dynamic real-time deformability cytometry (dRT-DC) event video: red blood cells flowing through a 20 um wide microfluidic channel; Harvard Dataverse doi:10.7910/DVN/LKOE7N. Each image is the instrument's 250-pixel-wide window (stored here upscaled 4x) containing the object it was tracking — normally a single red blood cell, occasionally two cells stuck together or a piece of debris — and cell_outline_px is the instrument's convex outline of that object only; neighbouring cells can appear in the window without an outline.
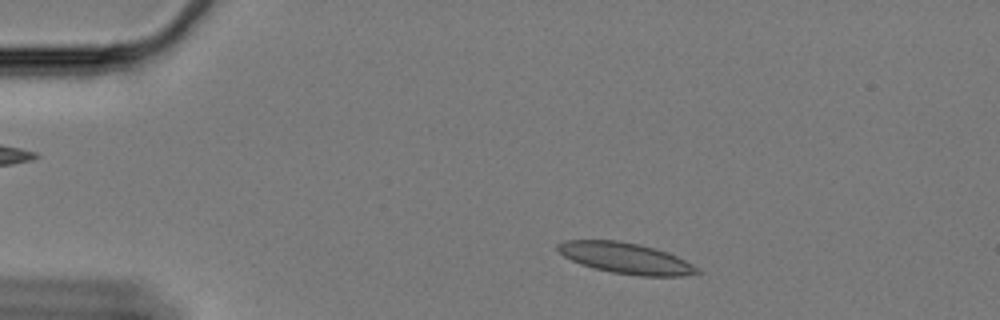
{"species": "Egyptian fruit bat (a non-hibernating species)", "species_latin": "Rousettus aegyptiacus", "temperature_condition": "cold", "stored_images_in_passage": 54, "camera_frame_rate_fps": 3000, "um_per_image_px": 0.085, "animal": {"sex": "female"}, "frame": {"image": 1, "passage_image": 5, "time_ms": 1.333, "image_size_px": [1000, 320], "cell_outline_px": [[704, 272], [680, 276], [640, 276], [612, 272], [580, 264], [564, 256], [556, 248], [556, 244], [564, 240], [616, 240], [640, 244], [668, 252], [692, 264]], "centroid_in_image_um": [53.19, 21.94], "position_along_channel_um": 31.8, "area_um2": 25.03}}
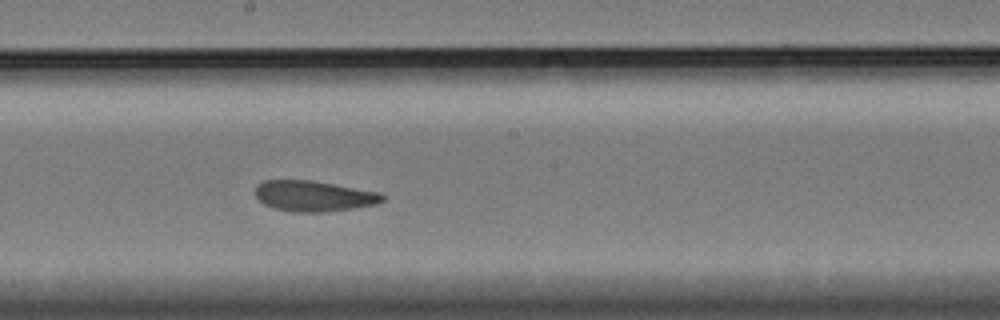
{"frame": {"image": 2, "passage_image": 27, "time_ms": 8.667, "image_size_px": [1000, 320], "cell_outline_px": [[384, 200], [376, 204], [356, 208], [324, 212], [292, 212], [276, 208], [264, 204], [256, 196], [256, 184], [264, 180], [312, 180], [380, 192], [384, 196]], "centroid_in_image_um": [26.68, 16.66], "position_along_channel_um": 221.5, "area_um2": 22.77}}
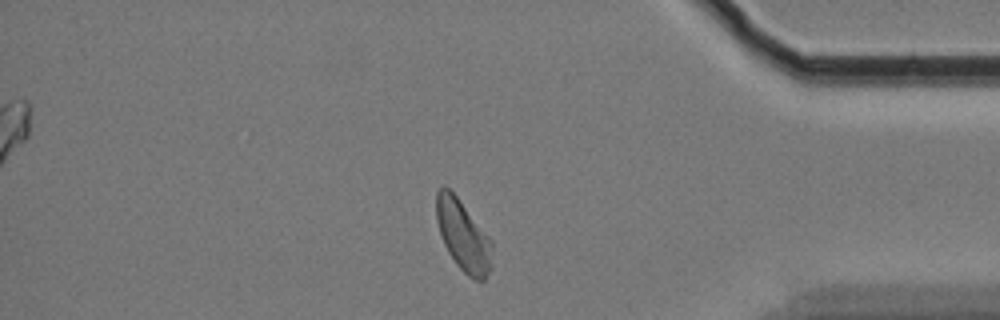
{"frame": {"image": 3, "passage_image": 45, "time_ms": 14.667, "image_size_px": [1000, 320], "cell_outline_px": [[492, 268], [484, 280], [476, 280], [468, 276], [456, 264], [448, 252], [444, 244], [436, 220], [436, 192], [444, 184], [456, 196], [492, 240]], "centroid_in_image_um": [39.38, 20.04], "position_along_channel_um": 395.8, "area_um2": 22.95}, "authors_computed_cell_mechanics": {"area_um2": 23.1778, "velocity_mm_per_s": 3.3172, "shape_relaxation_time_tau1_ms": null, "shape_relaxation_time_tau2_ms": 6.8815, "deformation_change_tau1": null, "deformation_change_tau2": 0.095}}